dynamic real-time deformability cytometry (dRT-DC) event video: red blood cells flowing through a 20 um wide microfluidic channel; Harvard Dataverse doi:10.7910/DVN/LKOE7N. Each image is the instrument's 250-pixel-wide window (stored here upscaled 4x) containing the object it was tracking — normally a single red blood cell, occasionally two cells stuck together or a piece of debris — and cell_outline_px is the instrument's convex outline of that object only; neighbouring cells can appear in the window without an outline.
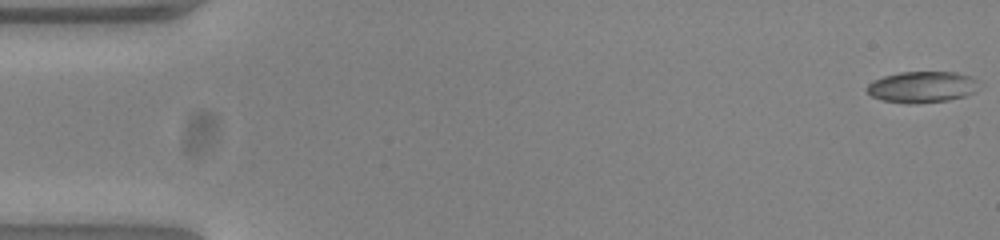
{"species": "common noctule bat (a hibernating species)", "species_latin": "Nyctalus noctula", "temperature_condition": "warm", "stored_images_in_passage": 53, "camera_frame_rate_fps": 3000, "um_per_image_px": 0.085, "animal": {"sex": "female", "body_mass_g": 23.0, "forearm_length_mm": 53.4}, "frame": {"image": 1, "passage_image": 1, "time_ms": 0.0, "image_size_px": [1000, 240], "cell_outline_px": [[984, 84], [976, 92], [968, 96], [948, 100], [912, 104], [908, 104], [880, 100], [872, 96], [868, 92], [868, 84], [872, 80], [884, 76], [900, 72], [956, 72], [972, 76], [980, 80]], "centroid_in_image_um": [78.49, 7.39], "position_along_channel_um": 6.5, "area_um2": 20.98}}
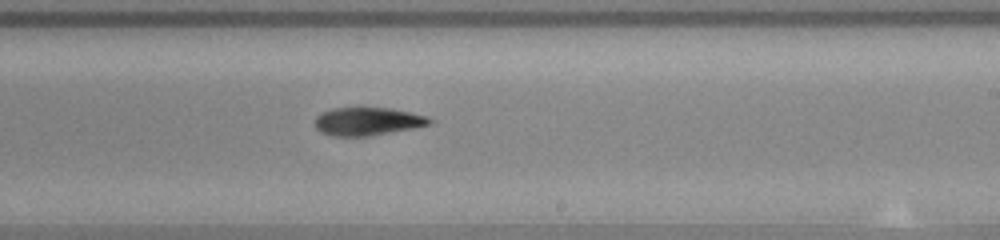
{"frame": {"image": 2, "passage_image": 32, "time_ms": 10.333, "image_size_px": [1000, 240], "cell_outline_px": [[436, 124], [368, 136], [332, 136], [320, 132], [316, 128], [316, 116], [332, 108], [392, 108], [428, 116], [436, 120]], "centroid_in_image_um": [31.33, 10.32], "position_along_channel_um": 257.7, "area_um2": 18.9}}
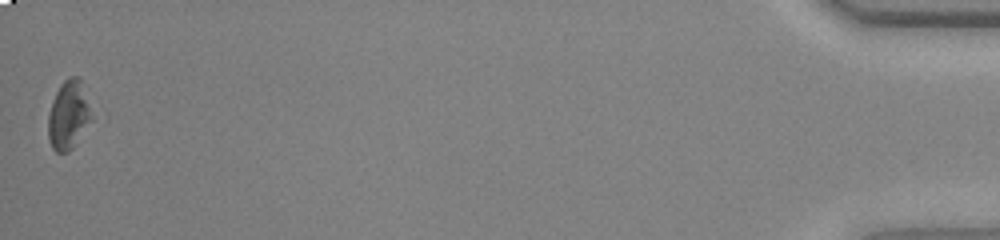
{"frame": {"image": 3, "passage_image": 53, "time_ms": 17.333, "image_size_px": [1000, 240], "cell_outline_px": [[96, 116], [72, 148], [68, 152], [56, 152], [52, 148], [48, 140], [48, 112], [52, 100], [60, 84], [68, 76], [80, 76]], "centroid_in_image_um": [5.87, 9.74], "position_along_channel_um": 429.3, "area_um2": 18.21}, "authors_computed_cell_mechanics": {"area_um2": 19.2474, "velocity_mm_per_s": 3.8527, "shape_relaxation_time_tau1_ms": 2.2765, "shape_relaxation_time_tau2_ms": null, "deformation_change_tau1": 0.1194, "deformation_change_tau2": null}}